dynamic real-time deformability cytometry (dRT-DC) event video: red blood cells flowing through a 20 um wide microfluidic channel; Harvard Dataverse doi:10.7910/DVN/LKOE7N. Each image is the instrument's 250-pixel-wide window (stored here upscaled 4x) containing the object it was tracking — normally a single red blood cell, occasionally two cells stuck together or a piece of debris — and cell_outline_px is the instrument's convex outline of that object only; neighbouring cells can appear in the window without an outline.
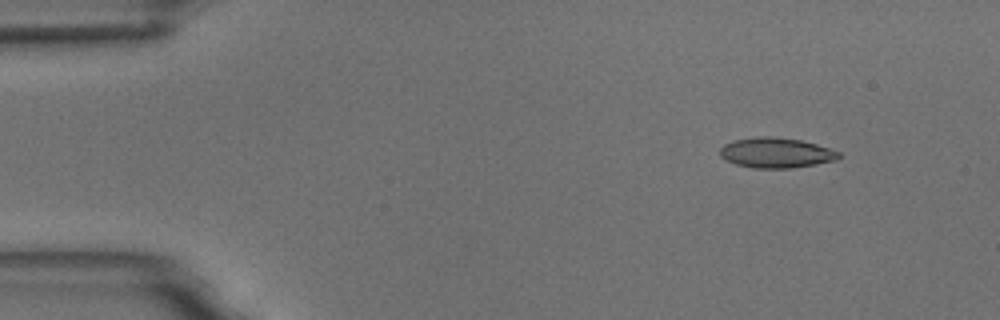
{"species": "common noctule bat (a hibernating species)", "species_latin": "Nyctalus noctula", "temperature_condition": "room temperature", "stored_images_in_passage": 50, "camera_frame_rate_fps": 3000, "um_per_image_px": 0.085, "animal": {"sex": "male", "body_mass_g": 18.8}, "frame": {"image": 1, "passage_image": 1, "time_ms": 0.0, "image_size_px": [1000, 320], "cell_outline_px": [[840, 156], [836, 160], [816, 164], [792, 168], [752, 168], [736, 164], [720, 156], [720, 148], [724, 144], [732, 140], [756, 136], [772, 136], [800, 140], [816, 144], [840, 152]], "centroid_in_image_um": [65.95, 12.98], "position_along_channel_um": 19.1, "area_um2": 20.92}}
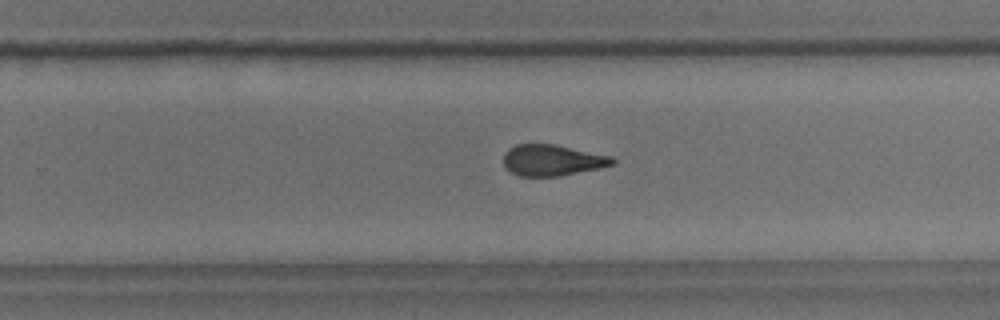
{"frame": {"image": 2, "passage_image": 30, "time_ms": 9.667, "image_size_px": [1000, 320], "cell_outline_px": [[616, 164], [600, 168], [560, 176], [520, 176], [512, 172], [504, 164], [504, 152], [508, 148], [516, 144], [552, 144], [612, 156], [616, 160]], "centroid_in_image_um": [46.96, 13.62], "position_along_channel_um": 282.8, "area_um2": 19.71}}
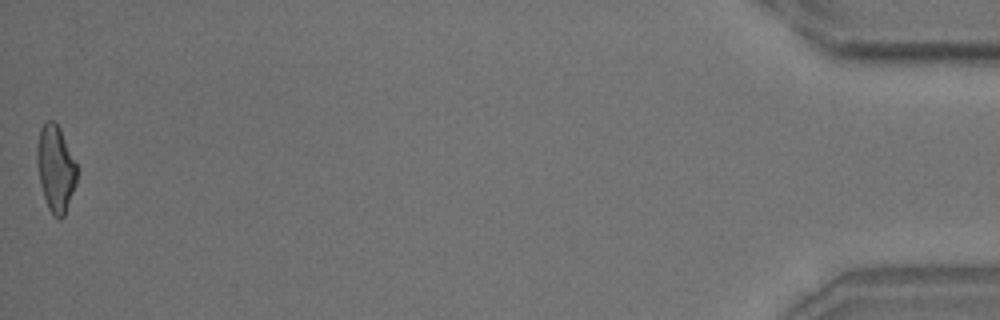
{"frame": {"image": 3, "passage_image": 50, "time_ms": 16.333, "image_size_px": [1000, 320], "cell_outline_px": [[76, 184], [64, 216], [60, 220], [52, 216], [48, 208], [40, 184], [36, 164], [36, 148], [40, 128], [48, 120], [52, 120], [60, 128], [76, 164]], "centroid_in_image_um": [4.7, 14.35], "position_along_channel_um": 430.5, "area_um2": 20.06}, "authors_computed_cell_mechanics": {"area_um2": 20.6924, "velocity_mm_per_s": 3.6607, "shape_relaxation_time_tau1_ms": 4.301, "shape_relaxation_time_tau2_ms": 1.7908, "deformation_change_tau1": 0.1644, "deformation_change_tau2": 0.1111}}